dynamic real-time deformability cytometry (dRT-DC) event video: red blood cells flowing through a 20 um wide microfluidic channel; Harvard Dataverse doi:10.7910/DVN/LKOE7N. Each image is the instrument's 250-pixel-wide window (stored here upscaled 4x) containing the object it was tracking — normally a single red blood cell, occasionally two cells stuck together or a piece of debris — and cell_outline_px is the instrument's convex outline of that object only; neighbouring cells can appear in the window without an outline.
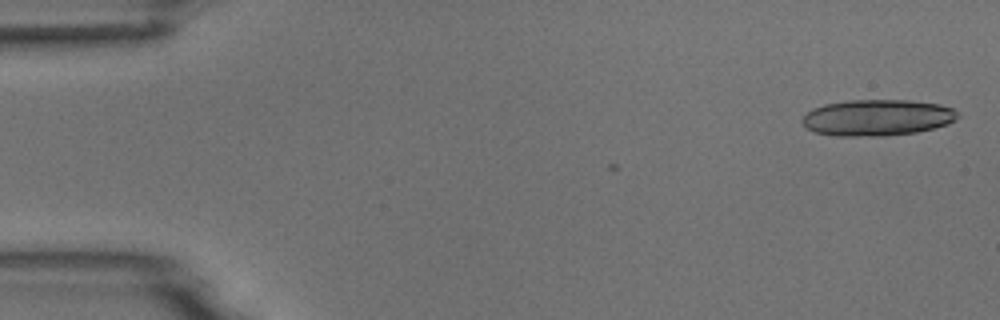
{"species": "common noctule bat (a hibernating species)", "species_latin": "Nyctalus noctula", "temperature_condition": "room temperature", "stored_images_in_passage": 2, "camera_frame_rate_fps": 3000, "um_per_image_px": 0.085, "animal": {"sex": "male", "body_mass_g": 18.8}, "frame": {"image": 1, "passage_image": 2, "time_ms": 0.333, "image_size_px": [1000, 320], "cell_outline_px": [[960, 116], [956, 120], [948, 124], [916, 132], [884, 136], [836, 136], [816, 132], [808, 128], [800, 120], [812, 108], [824, 104], [852, 100], [908, 100], [940, 104], [952, 108], [960, 112]], "centroid_in_image_um": [74.6, 9.99], "position_along_channel_um": 10.4, "area_um2": 32.95}}